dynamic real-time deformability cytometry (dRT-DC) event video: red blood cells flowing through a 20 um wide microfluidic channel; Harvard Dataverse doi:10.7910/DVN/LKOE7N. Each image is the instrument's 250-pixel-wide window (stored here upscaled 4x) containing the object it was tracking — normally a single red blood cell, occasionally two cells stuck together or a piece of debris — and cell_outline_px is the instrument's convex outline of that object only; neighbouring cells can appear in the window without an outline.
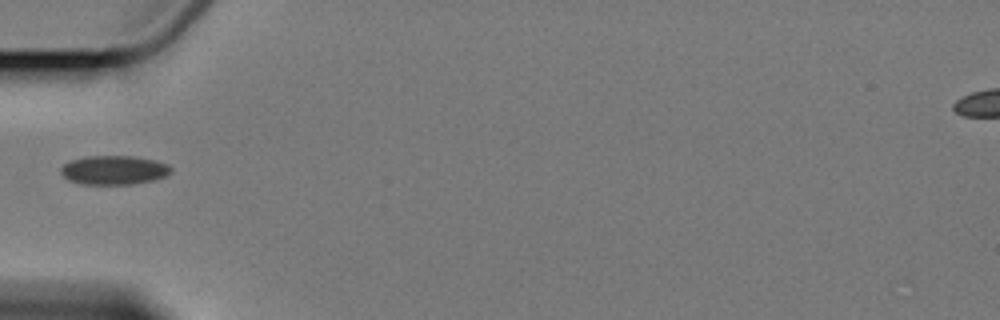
{"species": "Egyptian fruit bat (a non-hibernating species)", "species_latin": "Rousettus aegyptiacus", "temperature_condition": "cold", "stored_images_in_passage": 2, "camera_frame_rate_fps": 3000, "um_per_image_px": 0.085, "animal": {"sex": "female"}, "frame": {"image": 1, "passage_image": 2, "time_ms": 1.333, "image_size_px": [1000, 320], "cell_outline_px": [[172, 172], [164, 176], [152, 180], [132, 184], [80, 184], [68, 180], [60, 172], [60, 168], [64, 164], [72, 160], [84, 156], [132, 156], [156, 160], [168, 164], [172, 168]], "centroid_in_image_um": [9.68, 14.45], "position_along_channel_um": 75.3, "area_um2": 18.67}}